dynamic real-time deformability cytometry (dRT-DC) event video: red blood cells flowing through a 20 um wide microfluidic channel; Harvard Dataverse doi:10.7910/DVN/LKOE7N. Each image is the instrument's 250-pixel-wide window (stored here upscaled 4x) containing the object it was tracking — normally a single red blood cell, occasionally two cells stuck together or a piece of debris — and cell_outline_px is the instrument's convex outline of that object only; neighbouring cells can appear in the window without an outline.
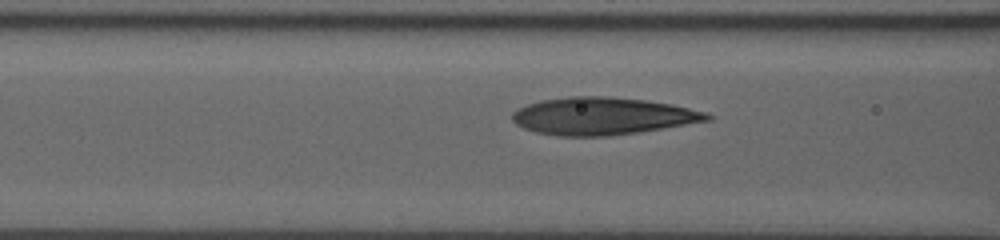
{"species": "human", "species_latin": "Homo sapiens", "temperature_condition": "room temperature", "stored_images_in_passage": 25, "camera_frame_rate_fps": 3000, "um_per_image_px": 0.085, "donor": {"sex": "male"}, "frame": {"image": 1, "passage_image": 19, "time_ms": 6.0, "image_size_px": [1000, 240], "cell_outline_px": [[712, 120], [636, 132], [608, 136], [560, 136], [536, 132], [524, 128], [516, 124], [512, 120], [512, 112], [528, 104], [540, 100], [572, 96], [608, 96], [644, 100], [672, 104], [708, 112], [712, 116]], "centroid_in_image_um": [51.22, 9.86], "position_along_channel_um": 115.4, "area_um2": 42.31}}
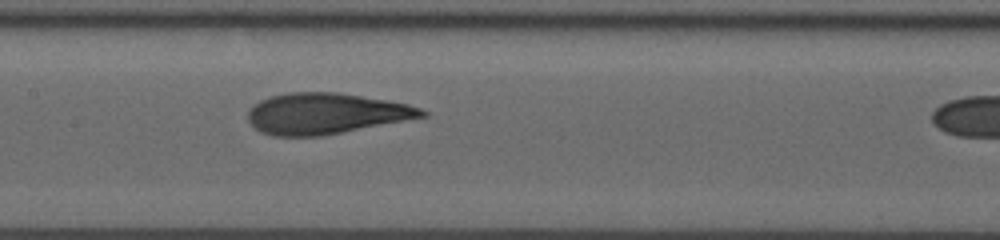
{"frame": {"image": 2, "passage_image": 24, "time_ms": 7.667, "image_size_px": [1000, 240], "cell_outline_px": [[428, 116], [320, 136], [272, 136], [260, 132], [248, 120], [248, 112], [252, 104], [260, 100], [272, 96], [288, 92], [336, 92], [388, 100], [408, 104], [420, 108], [428, 112]], "centroid_in_image_um": [27.68, 9.65], "position_along_channel_um": 179.7, "area_um2": 41.38}}